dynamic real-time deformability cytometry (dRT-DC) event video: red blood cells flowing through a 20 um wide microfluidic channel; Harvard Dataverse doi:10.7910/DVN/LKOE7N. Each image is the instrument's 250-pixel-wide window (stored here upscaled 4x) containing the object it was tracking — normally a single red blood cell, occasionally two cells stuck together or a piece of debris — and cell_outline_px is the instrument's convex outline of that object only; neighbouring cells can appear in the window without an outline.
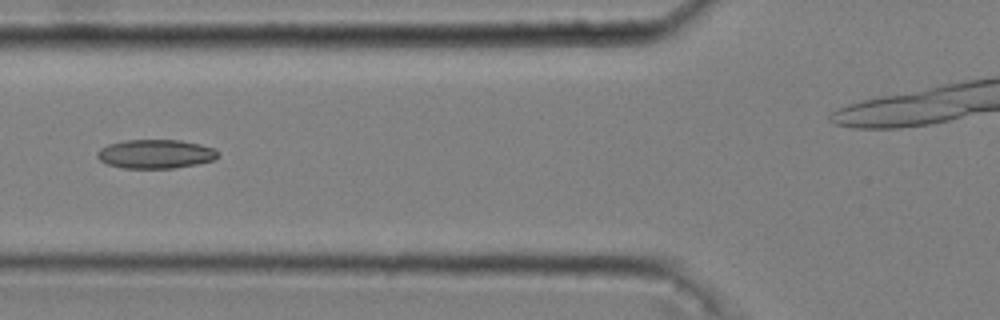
{"species": "common noctule bat (a hibernating species)", "species_latin": "Nyctalus noctula", "temperature_condition": "cold", "stored_images_in_passage": 33, "camera_frame_rate_fps": 3000, "um_per_image_px": 0.085, "animal": {"sex": "male", "body_mass_g": 20.4}, "frame": {"image": 1, "passage_image": 6, "time_ms": 1.667, "image_size_px": [1000, 320], "cell_outline_px": [[220, 156], [212, 160], [196, 164], [176, 168], [124, 168], [108, 164], [100, 160], [96, 156], [96, 152], [100, 148], [108, 144], [124, 140], [180, 140], [200, 144], [216, 148], [220, 152]], "centroid_in_image_um": [13.24, 13.08], "position_along_channel_um": 112.6, "area_um2": 20.52}}
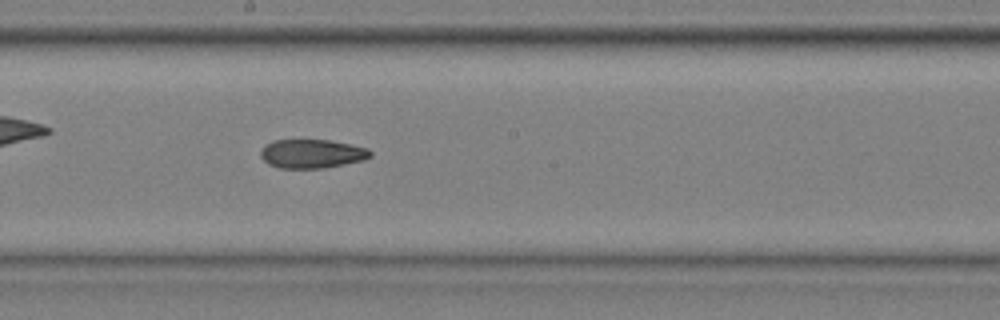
{"frame": {"image": 2, "passage_image": 15, "time_ms": 4.667, "image_size_px": [1000, 320], "cell_outline_px": [[372, 156], [364, 160], [324, 168], [280, 168], [268, 164], [260, 156], [260, 152], [272, 140], [332, 140], [352, 144], [368, 148], [372, 152]], "centroid_in_image_um": [26.55, 13.06], "position_along_channel_um": 221.6, "area_um2": 18.5}}
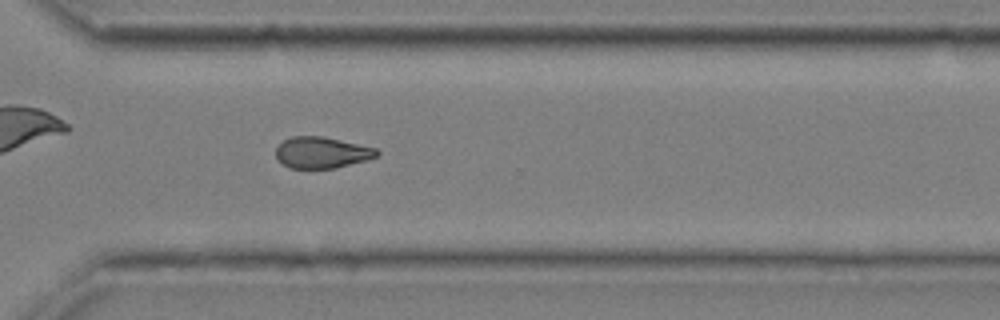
{"frame": {"image": 3, "passage_image": 25, "time_ms": 8.0, "image_size_px": [1000, 320], "cell_outline_px": [[380, 152], [376, 156], [368, 160], [336, 168], [292, 168], [284, 164], [276, 156], [276, 148], [284, 140], [292, 136], [324, 136], [376, 148]], "centroid_in_image_um": [27.38, 12.96], "position_along_channel_um": 343.2, "area_um2": 18.32}, "authors_computed_cell_mechanics": {"area_um2": 19.1318, "velocity_mm_per_s": 3.6441, "shape_relaxation_time_tau1_ms": null, "shape_relaxation_time_tau2_ms": 4.1646, "deformation_change_tau1": null, "deformation_change_tau2": 0.1055}}